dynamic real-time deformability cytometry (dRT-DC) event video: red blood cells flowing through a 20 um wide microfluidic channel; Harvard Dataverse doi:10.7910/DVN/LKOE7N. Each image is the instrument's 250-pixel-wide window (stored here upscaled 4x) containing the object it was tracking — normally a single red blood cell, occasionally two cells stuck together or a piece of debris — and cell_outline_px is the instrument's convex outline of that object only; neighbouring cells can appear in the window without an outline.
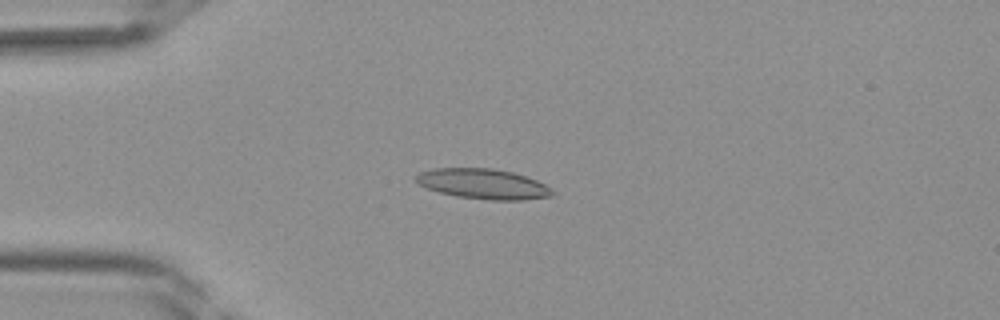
{"species": "Egyptian fruit bat (a non-hibernating species)", "species_latin": "Rousettus aegyptiacus", "temperature_condition": "room temperature", "stored_images_in_passage": 41, "camera_frame_rate_fps": 3000, "um_per_image_px": 0.085, "frame": {"image": 1, "passage_image": 11, "time_ms": 3.333, "image_size_px": [1000, 320], "cell_outline_px": [[556, 192], [552, 196], [520, 200], [492, 200], [456, 196], [440, 192], [428, 188], [420, 184], [416, 180], [416, 176], [420, 172], [432, 168], [492, 168], [512, 172], [536, 180], [552, 188]], "centroid_in_image_um": [41.1, 15.63], "position_along_channel_um": 43.9, "area_um2": 23.81}}
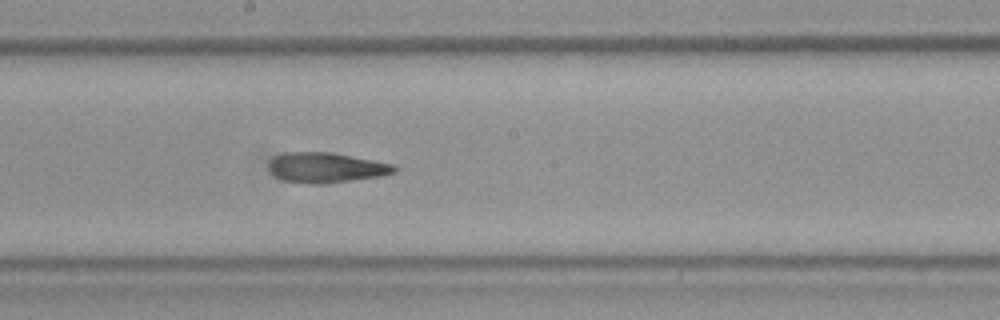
{"frame": {"image": 2, "passage_image": 23, "time_ms": 7.333, "image_size_px": [1000, 320], "cell_outline_px": [[400, 168], [396, 172], [384, 176], [324, 184], [308, 184], [284, 180], [276, 176], [268, 168], [268, 164], [272, 156], [284, 152], [332, 152], [396, 164]], "centroid_in_image_um": [27.77, 14.24], "position_along_channel_um": 220.4, "area_um2": 22.54}}
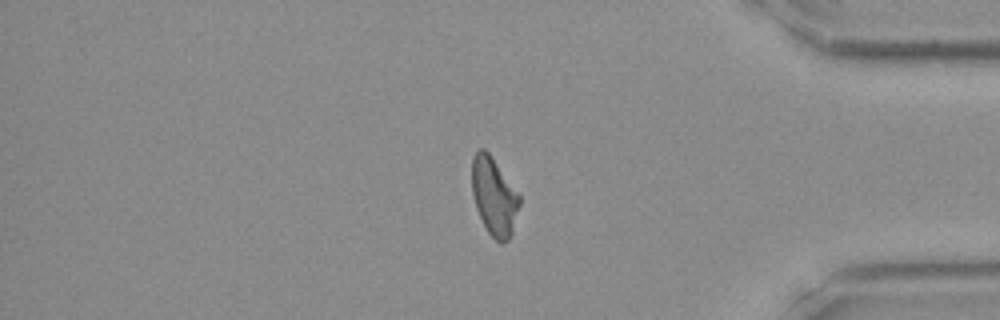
{"frame": {"image": 3, "passage_image": 35, "time_ms": 11.333, "image_size_px": [1000, 320], "cell_outline_px": [[520, 204], [512, 232], [508, 240], [500, 244], [488, 232], [476, 208], [472, 192], [472, 156], [480, 148], [484, 148], [488, 152], [520, 196]], "centroid_in_image_um": [41.98, 16.7], "position_along_channel_um": 393.2, "area_um2": 21.27}}